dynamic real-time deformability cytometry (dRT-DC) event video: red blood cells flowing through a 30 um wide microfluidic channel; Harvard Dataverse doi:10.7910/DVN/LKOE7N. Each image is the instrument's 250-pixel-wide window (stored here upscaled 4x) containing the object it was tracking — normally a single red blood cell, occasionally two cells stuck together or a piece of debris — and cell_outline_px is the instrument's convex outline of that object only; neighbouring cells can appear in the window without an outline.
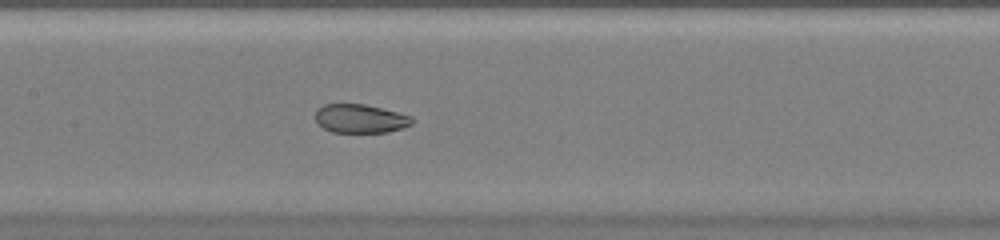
{"species": "common noctule bat (a hibernating species)", "species_latin": "Nyctalus noctula", "temperature_condition": "warm", "stored_images_in_passage": 48, "camera_frame_rate_fps": 3000, "um_per_image_px": 0.085, "animal": {"sex": "female", "body_mass_g": 20.0, "forearm_length_mm": 54.0}, "frame": {"image": 1, "passage_image": 24, "time_ms": 7.667, "image_size_px": [1000, 240], "cell_outline_px": [[412, 124], [404, 128], [388, 132], [332, 132], [324, 128], [316, 120], [316, 108], [324, 104], [364, 104], [412, 116]], "centroid_in_image_um": [30.62, 10.08], "position_along_channel_um": 176.8, "area_um2": 16.07}}
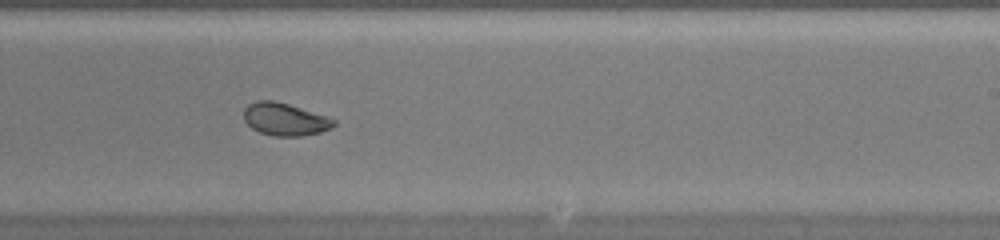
{"frame": {"image": 2, "passage_image": 30, "time_ms": 9.667, "image_size_px": [1000, 240], "cell_outline_px": [[336, 124], [332, 128], [320, 132], [300, 136], [276, 136], [260, 132], [252, 128], [244, 120], [244, 108], [248, 104], [256, 100], [272, 100], [288, 104], [328, 116], [336, 120]], "centroid_in_image_um": [24.23, 10.13], "position_along_channel_um": 264.8, "area_um2": 17.11}}
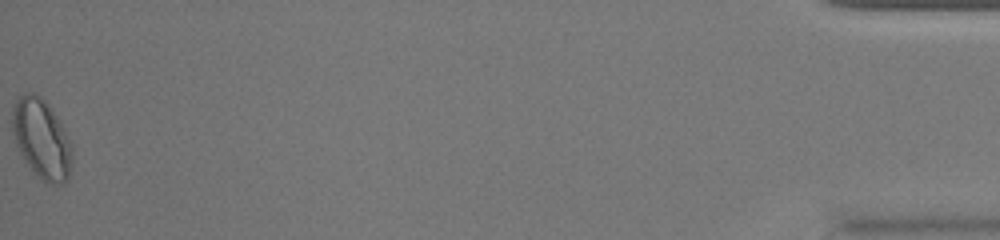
{"frame": {"image": 3, "passage_image": 48, "time_ms": 15.667, "image_size_px": [1000, 240], "cell_outline_px": [[72, 164], [68, 176], [64, 184], [52, 184], [44, 180], [24, 160], [16, 144], [12, 132], [12, 108], [16, 100], [24, 92], [32, 92], [40, 96], [48, 104], [64, 128], [72, 144]], "centroid_in_image_um": [3.54, 11.77], "position_along_channel_um": 431.7, "area_um2": 27.57}}